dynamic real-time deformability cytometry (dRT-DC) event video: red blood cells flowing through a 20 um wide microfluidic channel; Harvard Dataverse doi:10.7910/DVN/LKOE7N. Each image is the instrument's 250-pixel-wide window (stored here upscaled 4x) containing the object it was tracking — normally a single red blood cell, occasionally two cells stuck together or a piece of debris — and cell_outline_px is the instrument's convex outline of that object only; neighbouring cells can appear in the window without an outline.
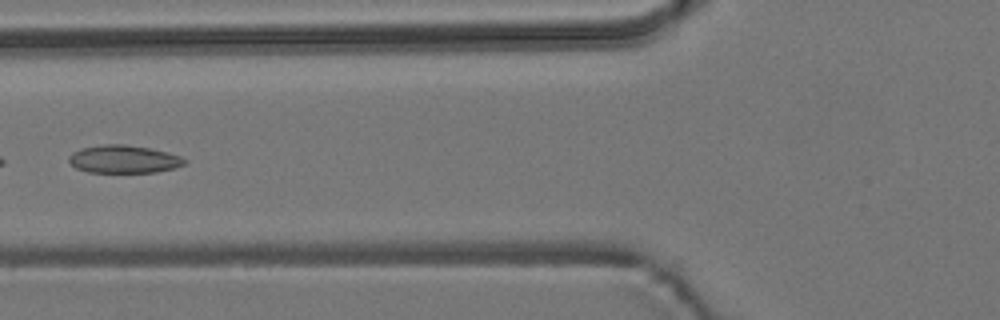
{"species": "common noctule bat (a hibernating species)", "species_latin": "Nyctalus noctula", "temperature_condition": "room temperature", "stored_images_in_passage": 5, "camera_frame_rate_fps": 3000, "um_per_image_px": 0.085, "animal": {"sex": "male", "body_mass_g": 19.2, "forearm_length_mm": 51.8}, "frame": {"image": 1, "passage_image": 5, "time_ms": 1.333, "image_size_px": [1000, 320], "cell_outline_px": [[188, 160], [184, 164], [172, 168], [156, 172], [88, 172], [76, 168], [68, 160], [68, 156], [72, 152], [80, 148], [104, 144], [124, 144], [148, 148], [168, 152], [180, 156]], "centroid_in_image_um": [10.49, 13.52], "position_along_channel_um": 115.3, "area_um2": 18.73}}